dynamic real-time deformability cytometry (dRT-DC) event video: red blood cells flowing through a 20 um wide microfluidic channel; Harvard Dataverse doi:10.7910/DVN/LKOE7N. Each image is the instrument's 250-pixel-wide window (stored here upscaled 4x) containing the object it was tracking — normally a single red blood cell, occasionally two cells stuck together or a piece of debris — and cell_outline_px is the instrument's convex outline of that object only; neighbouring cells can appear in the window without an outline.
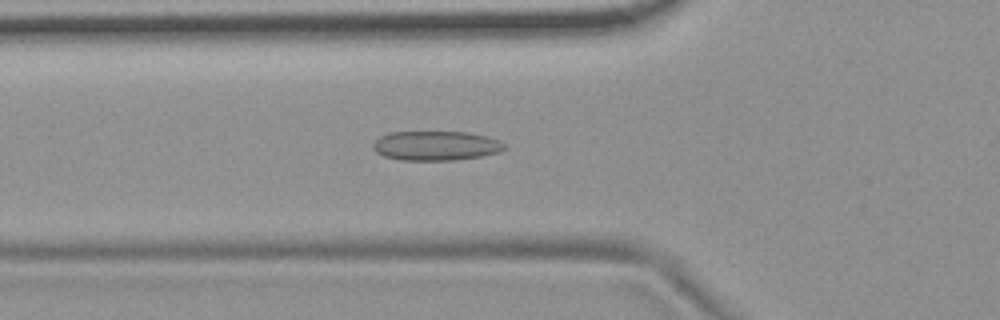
{"species": "common noctule bat (a hibernating species)", "species_latin": "Nyctalus noctula", "temperature_condition": "room temperature", "stored_images_in_passage": 54, "camera_frame_rate_fps": 3000, "um_per_image_px": 0.085, "animal": {"sex": "female", "body_mass_g": 19.9}, "frame": {"image": 1, "passage_image": 19, "time_ms": 6.0, "image_size_px": [1000, 320], "cell_outline_px": [[508, 148], [500, 152], [480, 156], [452, 160], [400, 160], [384, 156], [376, 152], [372, 148], [372, 144], [380, 136], [388, 132], [468, 132], [488, 136], [500, 140]], "centroid_in_image_um": [37.06, 12.38], "position_along_channel_um": 88.7, "area_um2": 22.72}}
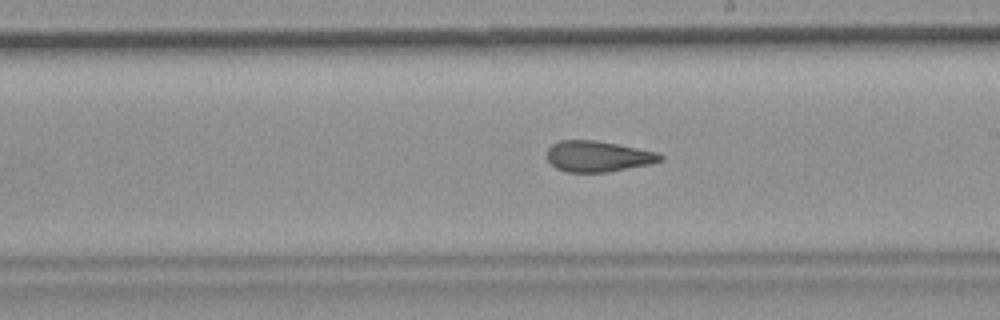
{"frame": {"image": 2, "passage_image": 31, "time_ms": 10.0, "image_size_px": [1000, 320], "cell_outline_px": [[664, 160], [648, 164], [608, 172], [564, 172], [556, 168], [548, 160], [548, 148], [552, 144], [560, 140], [596, 140], [656, 152], [664, 156]], "centroid_in_image_um": [50.81, 13.29], "position_along_channel_um": 238.2, "area_um2": 20.23}}
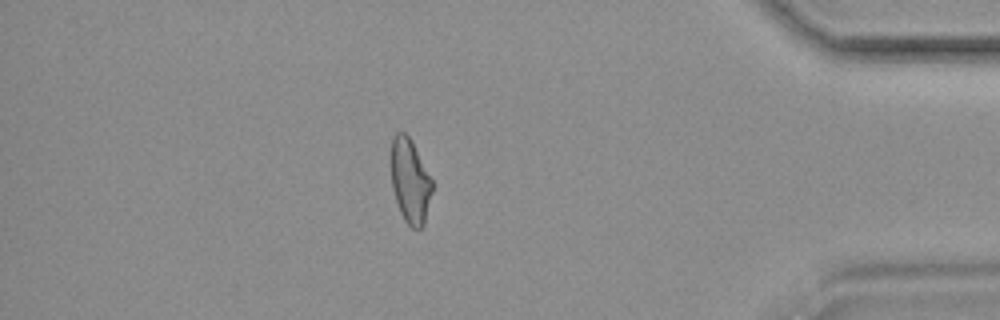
{"frame": {"image": 3, "passage_image": 47, "time_ms": 15.333, "image_size_px": [1000, 320], "cell_outline_px": [[432, 192], [424, 224], [420, 228], [412, 228], [404, 220], [400, 212], [392, 188], [388, 156], [392, 136], [396, 132], [404, 132], [412, 140], [432, 180]], "centroid_in_image_um": [34.8, 15.31], "position_along_channel_um": 400.4, "area_um2": 20.75}, "authors_computed_cell_mechanics": {"area_um2": 21.8195, "velocity_mm_per_s": 3.7373, "shape_relaxation_time_tau1_ms": null, "shape_relaxation_time_tau2_ms": 2.2275, "deformation_change_tau1": null, "deformation_change_tau2": 0.1041}}